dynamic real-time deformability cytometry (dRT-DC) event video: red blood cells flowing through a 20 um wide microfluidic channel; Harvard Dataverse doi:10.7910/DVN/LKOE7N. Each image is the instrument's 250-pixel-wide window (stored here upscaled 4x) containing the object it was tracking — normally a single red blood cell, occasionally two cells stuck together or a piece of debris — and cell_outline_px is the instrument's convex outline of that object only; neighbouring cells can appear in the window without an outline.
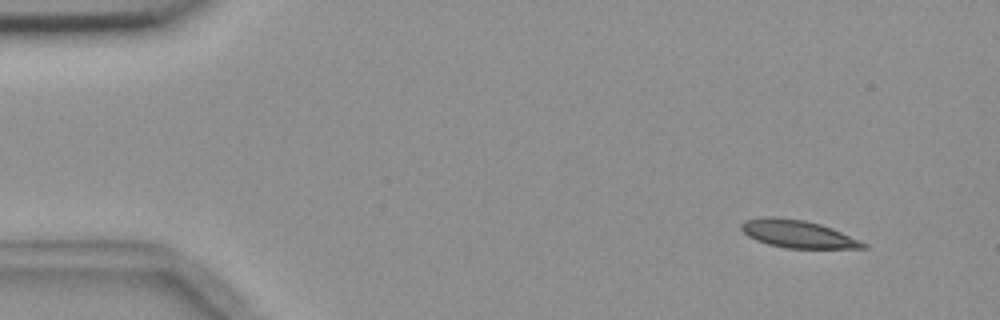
{"species": "common noctule bat (a hibernating species)", "species_latin": "Nyctalus noctula", "temperature_condition": "room temperature", "stored_images_in_passage": 4, "camera_frame_rate_fps": 3000, "um_per_image_px": 0.085, "animal": {"sex": "female", "body_mass_g": 18.4}, "frame": {"image": 1, "passage_image": 1, "time_ms": 0.0, "image_size_px": [1000, 320], "cell_outline_px": [[868, 248], [784, 248], [768, 244], [756, 240], [748, 236], [740, 228], [740, 224], [744, 220], [764, 216], [772, 216], [804, 220], [820, 224], [832, 228], [860, 240], [868, 244]], "centroid_in_image_um": [67.79, 19.88], "position_along_channel_um": 17.2, "area_um2": 19.71}}
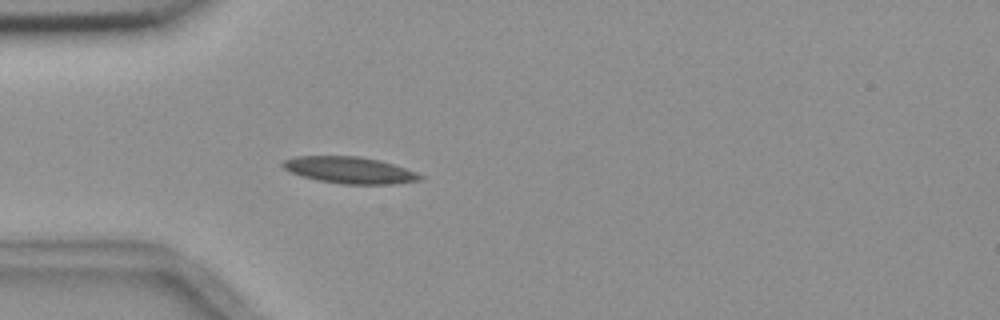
{"frame": {"image": 2, "passage_image": 4, "time_ms": 3.667, "image_size_px": [1000, 320], "cell_outline_px": [[424, 176], [420, 180], [396, 184], [340, 184], [316, 180], [300, 176], [288, 172], [280, 164], [284, 160], [296, 156], [360, 156], [380, 160], [416, 172]], "centroid_in_image_um": [29.68, 14.46], "position_along_channel_um": 55.3, "area_um2": 21.5}}